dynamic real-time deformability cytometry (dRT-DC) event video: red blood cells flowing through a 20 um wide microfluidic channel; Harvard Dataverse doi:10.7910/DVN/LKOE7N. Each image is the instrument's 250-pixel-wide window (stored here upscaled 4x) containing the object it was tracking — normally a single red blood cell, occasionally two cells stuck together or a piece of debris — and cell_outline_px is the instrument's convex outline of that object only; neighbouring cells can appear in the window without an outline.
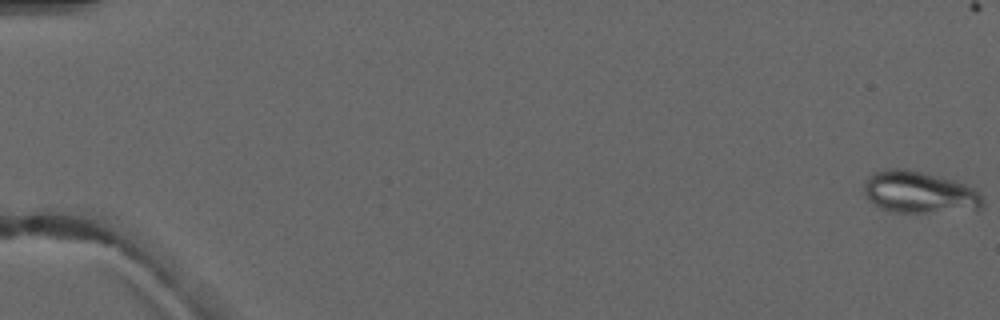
{"species": "common noctule bat (a hibernating species)", "species_latin": "Nyctalus noctula", "temperature_condition": "warm", "stored_images_in_passage": 6, "camera_frame_rate_fps": 3000, "um_per_image_px": 0.085, "animal": {"sex": "male", "forearm_length_mm": 52.5}, "frame": {"image": 1, "passage_image": 1, "time_ms": 0.0, "image_size_px": [1000, 320], "cell_outline_px": [[984, 208], [976, 212], [892, 212], [880, 208], [868, 200], [864, 192], [864, 184], [868, 176], [872, 172], [884, 168], [908, 168], [956, 180], [976, 188], [984, 200]], "centroid_in_image_um": [78.21, 16.35], "position_along_channel_um": 6.8, "area_um2": 30.11}}